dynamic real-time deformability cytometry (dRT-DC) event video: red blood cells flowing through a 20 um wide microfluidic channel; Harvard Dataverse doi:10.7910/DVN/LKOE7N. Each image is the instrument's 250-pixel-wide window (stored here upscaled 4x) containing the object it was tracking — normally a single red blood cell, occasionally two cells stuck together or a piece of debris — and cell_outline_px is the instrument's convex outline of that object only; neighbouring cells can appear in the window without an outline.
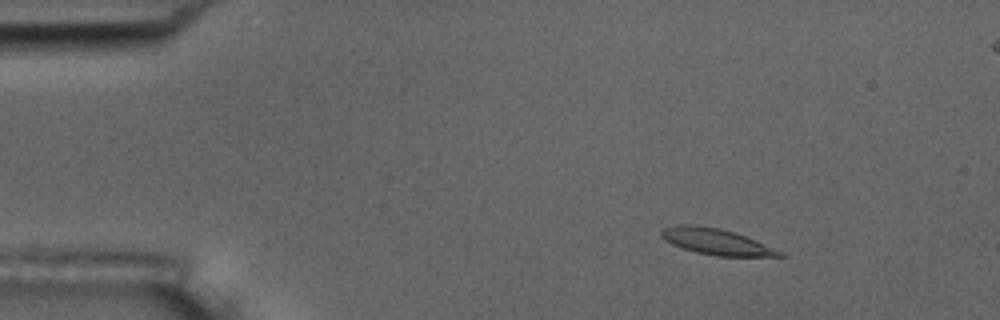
{"species": "common noctule bat (a hibernating species)", "species_latin": "Nyctalus noctula", "temperature_condition": "room temperature", "stored_images_in_passage": 6, "segment_of_instrument_passage": [1, 2], "camera_frame_rate_fps": 3000, "um_per_image_px": 0.085, "animal": {"sex": "male", "body_mass_g": 17.5, "forearm_length_mm": 52.3}, "frame": {"image": 1, "passage_image": 3, "time_ms": 2.333, "image_size_px": [1000, 320], "cell_outline_px": [[788, 256], [716, 256], [696, 252], [672, 244], [664, 240], [660, 236], [660, 228], [676, 224], [692, 224], [720, 228], [756, 240]], "centroid_in_image_um": [60.77, 20.52], "position_along_channel_um": 24.2, "area_um2": 17.8}}